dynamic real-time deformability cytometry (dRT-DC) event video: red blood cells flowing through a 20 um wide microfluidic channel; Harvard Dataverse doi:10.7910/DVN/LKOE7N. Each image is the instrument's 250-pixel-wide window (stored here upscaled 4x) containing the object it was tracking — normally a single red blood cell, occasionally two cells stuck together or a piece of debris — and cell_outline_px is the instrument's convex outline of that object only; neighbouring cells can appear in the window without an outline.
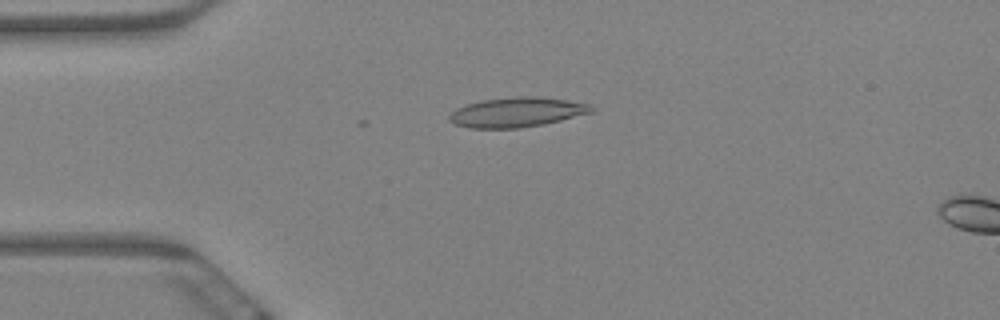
{"species": "Egyptian fruit bat (a non-hibernating species)", "species_latin": "Rousettus aegyptiacus", "temperature_condition": "warm", "stored_images_in_passage": 9, "camera_frame_rate_fps": 3000, "um_per_image_px": 0.085, "animal": {"sex": "female"}, "frame": {"image": 1, "passage_image": 4, "time_ms": 1.0, "image_size_px": [1000, 320], "cell_outline_px": [[596, 108], [592, 112], [544, 124], [520, 128], [472, 128], [452, 124], [448, 120], [448, 116], [456, 108], [480, 100], [516, 96], [540, 96], [568, 100], [592, 104]], "centroid_in_image_um": [43.94, 9.53], "position_along_channel_um": 41.1, "area_um2": 24.85}}
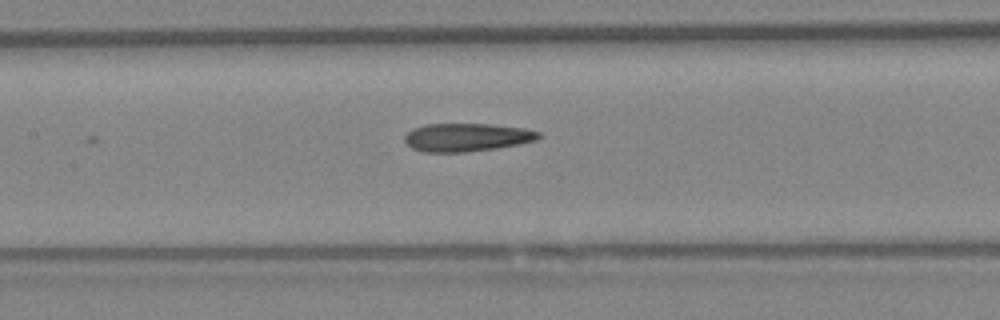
{"frame": {"image": 2, "passage_image": 8, "time_ms": 2.333, "image_size_px": [1000, 320], "cell_outline_px": [[544, 136], [536, 140], [520, 144], [496, 148], [464, 152], [424, 152], [412, 148], [404, 140], [404, 136], [408, 132], [416, 128], [428, 124], [488, 124], [524, 128], [540, 132]], "centroid_in_image_um": [39.72, 11.67], "position_along_channel_um": 167.7, "area_um2": 21.91}}
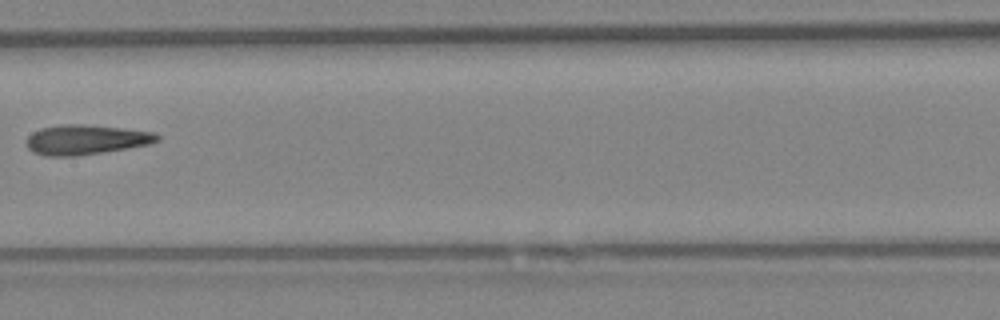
{"frame": {"image": 3, "passage_image": 9, "time_ms": 2.667, "image_size_px": [1000, 320], "cell_outline_px": [[160, 140], [148, 144], [128, 148], [76, 156], [44, 156], [32, 152], [28, 148], [28, 136], [32, 132], [40, 128], [64, 124], [80, 124], [124, 128], [156, 132], [160, 136]], "centroid_in_image_um": [7.31, 11.87], "position_along_channel_um": 200.1, "area_um2": 22.72}}